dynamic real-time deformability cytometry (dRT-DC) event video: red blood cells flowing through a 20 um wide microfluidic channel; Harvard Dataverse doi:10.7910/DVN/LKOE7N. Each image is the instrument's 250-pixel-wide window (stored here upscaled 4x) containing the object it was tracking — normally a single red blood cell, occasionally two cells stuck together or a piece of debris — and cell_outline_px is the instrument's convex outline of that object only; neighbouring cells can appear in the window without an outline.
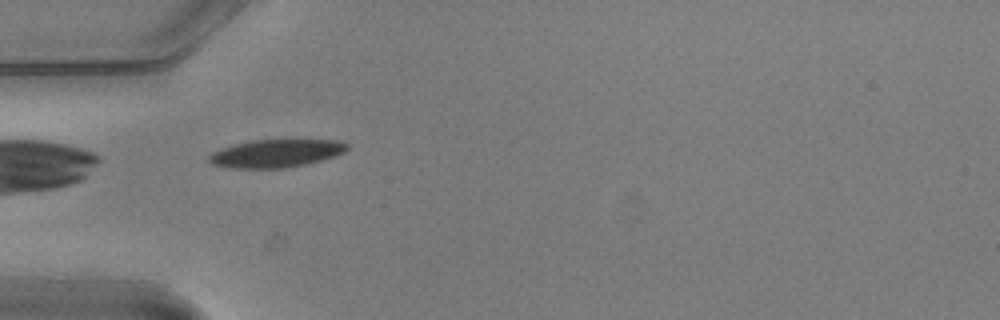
{"species": "common noctule bat (a hibernating species)", "species_latin": "Nyctalus noctula", "temperature_condition": "warm", "stored_images_in_passage": 5, "camera_frame_rate_fps": 3000, "um_per_image_px": 0.085, "animal": {"sex": "male", "body_mass_g": 20.5, "forearm_length_mm": 52.5}, "frame": {"image": 1, "passage_image": 4, "time_ms": 1.0, "image_size_px": [1000, 320], "cell_outline_px": [[348, 148], [344, 152], [336, 156], [308, 164], [284, 168], [232, 168], [212, 164], [208, 160], [208, 156], [212, 152], [220, 148], [252, 140], [340, 140], [348, 144]], "centroid_in_image_um": [23.48, 13.04], "position_along_channel_um": 61.5, "area_um2": 22.54}}